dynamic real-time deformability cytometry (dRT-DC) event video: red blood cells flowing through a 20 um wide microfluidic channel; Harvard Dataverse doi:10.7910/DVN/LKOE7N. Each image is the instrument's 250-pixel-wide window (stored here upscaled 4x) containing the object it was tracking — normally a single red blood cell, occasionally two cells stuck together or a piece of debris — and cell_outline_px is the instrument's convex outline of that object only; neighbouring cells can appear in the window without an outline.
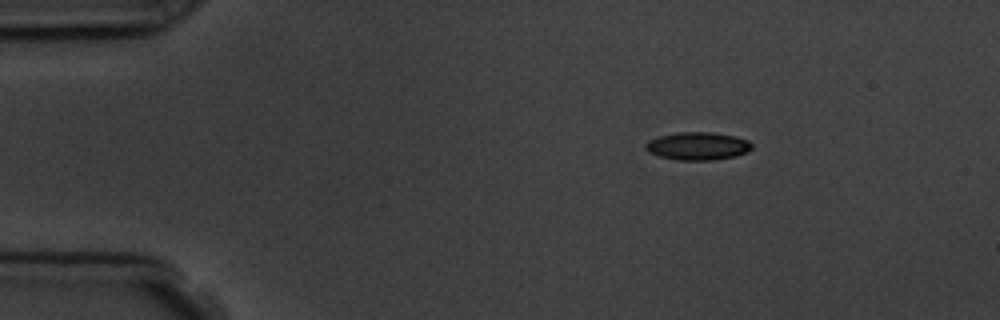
{"species": "common noctule bat (a hibernating species)", "species_latin": "Nyctalus noctula", "temperature_condition": "room temperature", "stored_images_in_passage": 3, "camera_frame_rate_fps": 3000, "um_per_image_px": 0.085, "animal": {"sex": "male", "body_mass_g": 19.5, "forearm_length_mm": 54.6}, "frame": {"image": 1, "passage_image": 1, "time_ms": 0.0, "image_size_px": [1000, 320], "cell_outline_px": [[752, 148], [748, 152], [736, 156], [712, 160], [676, 160], [660, 156], [648, 152], [644, 148], [644, 144], [648, 140], [660, 136], [676, 132], [712, 132], [732, 136], [748, 140], [752, 144]], "centroid_in_image_um": [59.28, 12.42], "position_along_channel_um": 25.7, "area_um2": 17.34}}